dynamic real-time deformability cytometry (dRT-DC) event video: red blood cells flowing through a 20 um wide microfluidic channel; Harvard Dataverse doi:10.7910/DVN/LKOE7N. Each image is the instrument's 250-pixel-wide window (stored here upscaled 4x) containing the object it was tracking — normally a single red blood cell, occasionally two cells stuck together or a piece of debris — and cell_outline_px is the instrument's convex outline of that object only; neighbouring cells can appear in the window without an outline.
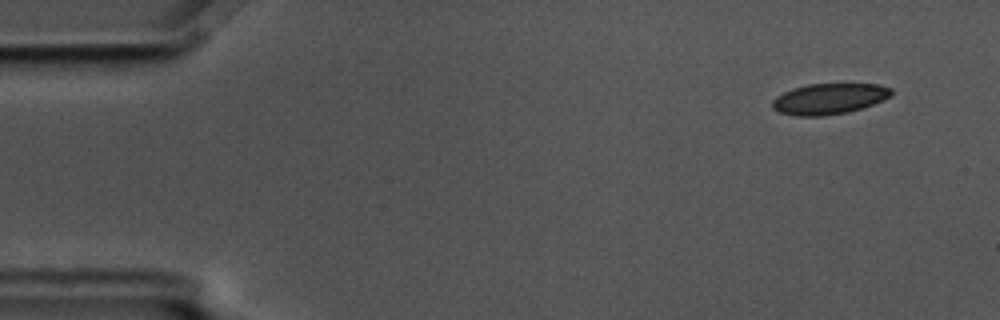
{"species": "common noctule bat (a hibernating species)", "species_latin": "Nyctalus noctula", "temperature_condition": "cold", "stored_images_in_passage": 7, "camera_frame_rate_fps": 3000, "um_per_image_px": 0.085, "animal": {"sex": "male", "body_mass_g": 17.5, "forearm_length_mm": 52.3}, "frame": {"image": 1, "passage_image": 1, "time_ms": 0.0, "image_size_px": [1000, 320], "cell_outline_px": [[892, 96], [884, 100], [848, 112], [824, 116], [796, 116], [780, 112], [772, 108], [772, 100], [776, 96], [792, 88], [808, 84], [880, 84], [892, 88]], "centroid_in_image_um": [70.48, 8.39], "position_along_channel_um": 14.5, "area_um2": 21.44}}
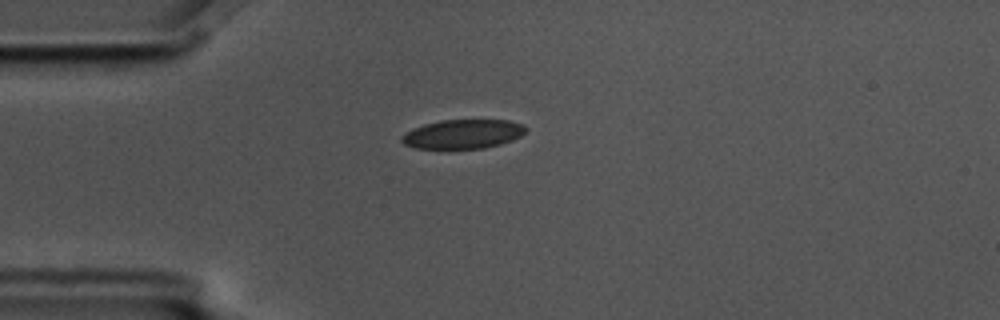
{"frame": {"image": 2, "passage_image": 4, "time_ms": 1.0, "image_size_px": [1000, 320], "cell_outline_px": [[528, 128], [520, 136], [512, 140], [500, 144], [484, 148], [416, 148], [404, 144], [400, 140], [400, 136], [412, 128], [424, 124], [440, 120], [508, 120], [524, 124]], "centroid_in_image_um": [39.34, 11.38], "position_along_channel_um": 45.7, "area_um2": 21.1}}
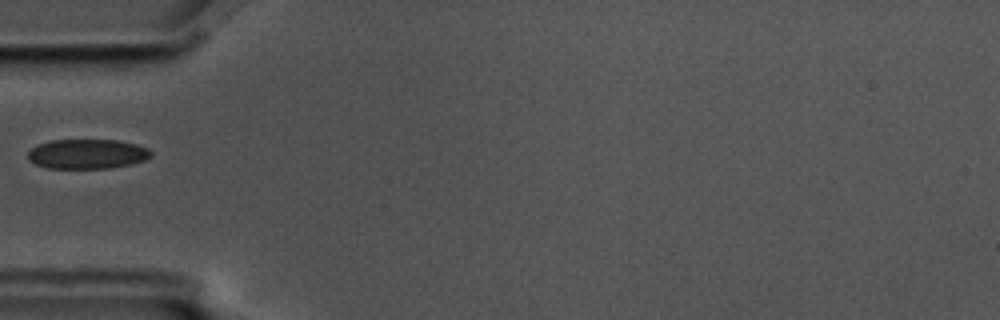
{"frame": {"image": 3, "passage_image": 5, "time_ms": 1.333, "image_size_px": [1000, 320], "cell_outline_px": [[152, 156], [144, 160], [112, 168], [48, 168], [36, 164], [28, 160], [28, 152], [36, 144], [48, 140], [116, 140], [136, 144], [148, 148], [152, 152]], "centroid_in_image_um": [7.39, 13.08], "position_along_channel_um": 77.6, "area_um2": 21.33}}